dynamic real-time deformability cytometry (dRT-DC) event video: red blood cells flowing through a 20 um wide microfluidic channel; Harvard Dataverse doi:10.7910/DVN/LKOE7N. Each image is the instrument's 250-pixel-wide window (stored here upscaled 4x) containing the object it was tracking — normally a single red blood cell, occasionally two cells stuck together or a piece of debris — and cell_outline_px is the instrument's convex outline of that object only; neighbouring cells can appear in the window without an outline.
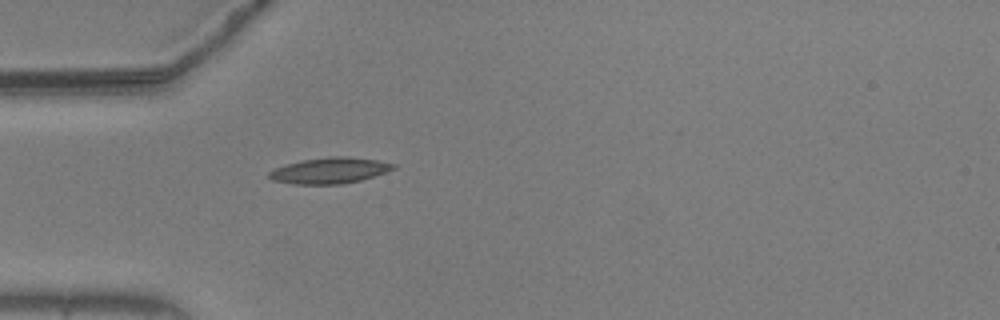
{"species": "common noctule bat (a hibernating species)", "species_latin": "Nyctalus noctula", "temperature_condition": "warm", "stored_images_in_passage": 33, "camera_frame_rate_fps": 3000, "um_per_image_px": 0.085, "animal": {"sex": "male", "body_mass_g": 20.5, "forearm_length_mm": 52.5}, "frame": {"image": 1, "passage_image": 1, "time_ms": 0.0, "image_size_px": [1000, 320], "cell_outline_px": [[396, 168], [360, 180], [344, 184], [292, 184], [272, 180], [268, 176], [268, 172], [284, 164], [304, 160], [328, 156], [348, 156], [376, 160], [396, 164]], "centroid_in_image_um": [27.99, 14.49], "position_along_channel_um": 57.0, "area_um2": 18.73}}
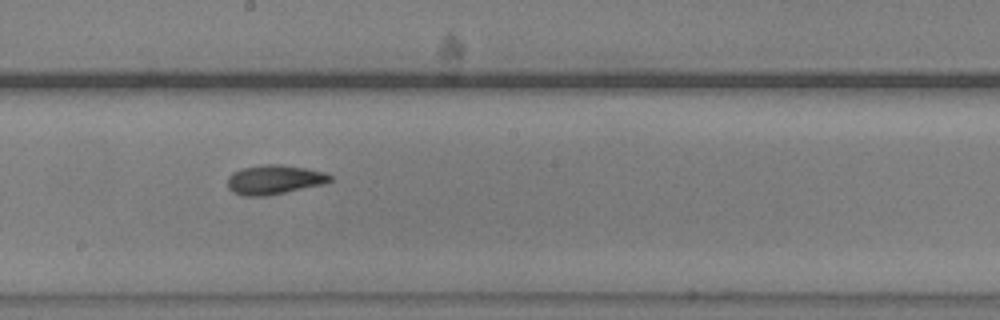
{"frame": {"image": 2, "passage_image": 15, "time_ms": 4.667, "image_size_px": [1000, 320], "cell_outline_px": [[332, 180], [324, 184], [264, 196], [244, 196], [232, 192], [228, 188], [228, 176], [232, 172], [240, 168], [264, 164], [280, 164], [304, 168], [324, 172], [332, 176]], "centroid_in_image_um": [23.28, 15.26], "position_along_channel_um": 224.9, "area_um2": 17.51}}
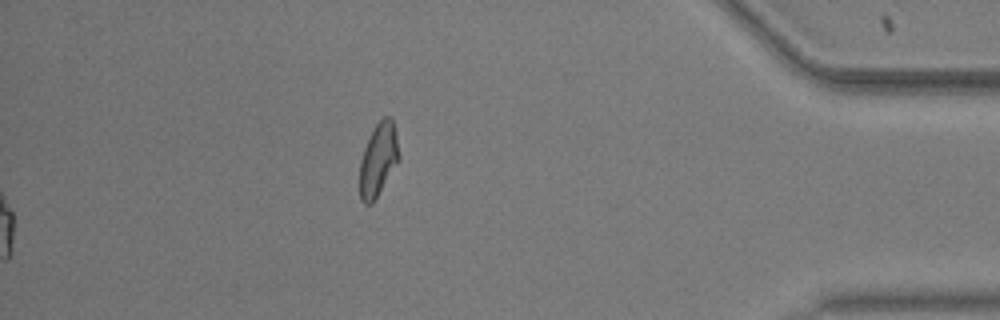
{"frame": {"image": 3, "passage_image": 33, "time_ms": 10.667, "image_size_px": [1000, 320], "cell_outline_px": [[400, 160], [372, 204], [364, 204], [360, 200], [360, 160], [364, 148], [376, 124], [384, 116], [392, 116], [400, 156]], "centroid_in_image_um": [32.16, 13.58], "position_along_channel_um": 403.0, "area_um2": 16.7}, "authors_computed_cell_mechanics": {"area_um2": 17.051, "velocity_mm_per_s": 3.6727, "shape_relaxation_time_tau1_ms": 7.6751, "shape_relaxation_time_tau2_ms": 2.4077, "deformation_change_tau1": 0.2134, "deformation_change_tau2": 0.0876}}